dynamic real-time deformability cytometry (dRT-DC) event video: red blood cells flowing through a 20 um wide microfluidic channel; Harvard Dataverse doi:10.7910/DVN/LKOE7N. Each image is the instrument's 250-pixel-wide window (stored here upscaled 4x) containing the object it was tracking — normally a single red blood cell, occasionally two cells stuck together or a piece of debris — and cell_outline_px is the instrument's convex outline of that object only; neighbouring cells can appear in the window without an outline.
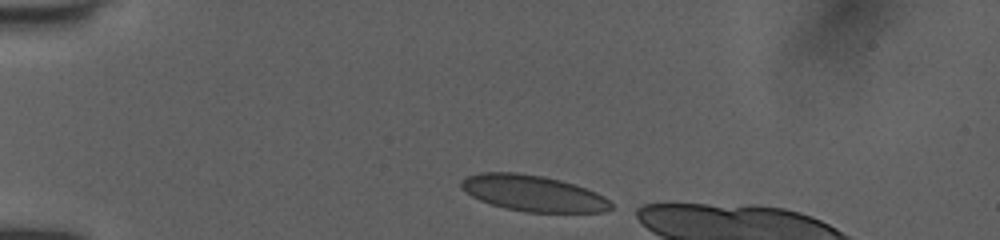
{"species": "human", "species_latin": "Homo sapiens", "temperature_condition": "room temperature", "stored_images_in_passage": 34, "camera_frame_rate_fps": 3000, "um_per_image_px": 0.085, "donor": {"sex": "female"}, "frame": {"image": 1, "passage_image": 1, "time_ms": 0.0, "image_size_px": [1000, 240], "cell_outline_px": [[612, 208], [604, 212], [524, 212], [504, 208], [480, 200], [472, 196], [460, 188], [460, 180], [468, 176], [480, 172], [516, 172], [544, 176], [576, 184], [596, 192], [604, 196], [612, 204]], "centroid_in_image_um": [45.3, 16.42], "position_along_channel_um": 39.7, "area_um2": 31.62}}
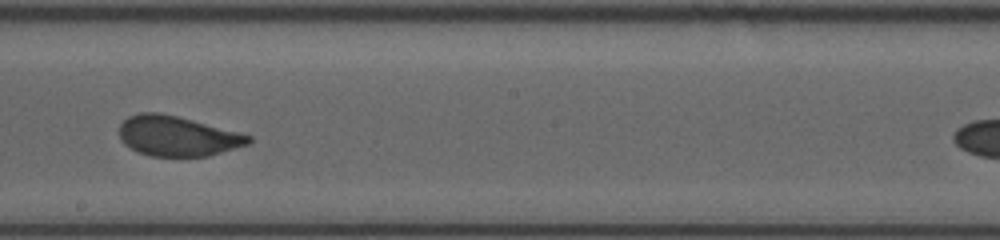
{"frame": {"image": 2, "passage_image": 19, "time_ms": 6.0, "image_size_px": [1000, 240], "cell_outline_px": [[252, 140], [248, 144], [208, 156], [152, 156], [136, 152], [124, 144], [120, 140], [120, 124], [128, 116], [140, 112], [160, 112], [240, 132], [252, 136]], "centroid_in_image_um": [15.05, 11.56], "position_along_channel_um": 233.1, "area_um2": 30.17}}
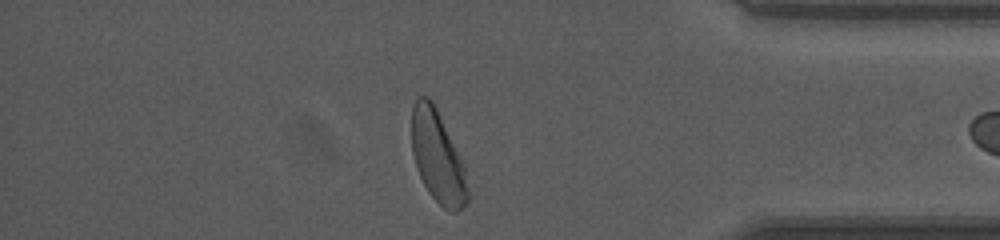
{"frame": {"image": 3, "passage_image": 33, "time_ms": 10.667, "image_size_px": [1000, 240], "cell_outline_px": [[468, 200], [456, 212], [448, 212], [428, 192], [416, 168], [412, 152], [412, 108], [416, 96], [428, 96], [432, 100], [464, 164], [468, 188]], "centroid_in_image_um": [37.19, 13.33], "position_along_channel_um": 398.0, "area_um2": 29.82}}